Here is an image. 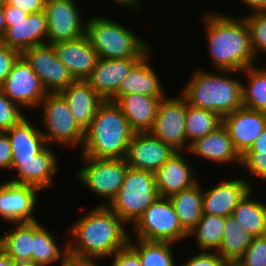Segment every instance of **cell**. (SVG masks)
I'll return each instance as SVG.
<instances>
[{"mask_svg":"<svg viewBox=\"0 0 266 266\" xmlns=\"http://www.w3.org/2000/svg\"><path fill=\"white\" fill-rule=\"evenodd\" d=\"M125 226L107 205H98L68 228L66 235L72 239L67 242L68 252L97 260L110 257L128 244L130 235Z\"/></svg>","mask_w":266,"mask_h":266,"instance_id":"1","label":"cell"},{"mask_svg":"<svg viewBox=\"0 0 266 266\" xmlns=\"http://www.w3.org/2000/svg\"><path fill=\"white\" fill-rule=\"evenodd\" d=\"M205 33L209 56L214 68L242 72L255 65L250 32L245 18L212 12L205 14Z\"/></svg>","mask_w":266,"mask_h":266,"instance_id":"2","label":"cell"},{"mask_svg":"<svg viewBox=\"0 0 266 266\" xmlns=\"http://www.w3.org/2000/svg\"><path fill=\"white\" fill-rule=\"evenodd\" d=\"M133 134L120 107L110 100L104 101L84 131L81 156L96 159L125 158Z\"/></svg>","mask_w":266,"mask_h":266,"instance_id":"3","label":"cell"},{"mask_svg":"<svg viewBox=\"0 0 266 266\" xmlns=\"http://www.w3.org/2000/svg\"><path fill=\"white\" fill-rule=\"evenodd\" d=\"M220 73L219 70L217 74L203 69L196 70L181 94L191 106L213 111L223 118L243 106V81L228 75L240 71L220 70Z\"/></svg>","mask_w":266,"mask_h":266,"instance_id":"4","label":"cell"},{"mask_svg":"<svg viewBox=\"0 0 266 266\" xmlns=\"http://www.w3.org/2000/svg\"><path fill=\"white\" fill-rule=\"evenodd\" d=\"M85 35L101 59L143 58L151 51L135 32L106 17L86 19Z\"/></svg>","mask_w":266,"mask_h":266,"instance_id":"5","label":"cell"},{"mask_svg":"<svg viewBox=\"0 0 266 266\" xmlns=\"http://www.w3.org/2000/svg\"><path fill=\"white\" fill-rule=\"evenodd\" d=\"M158 197L155 173L129 167L121 188L107 206L133 226Z\"/></svg>","mask_w":266,"mask_h":266,"instance_id":"6","label":"cell"},{"mask_svg":"<svg viewBox=\"0 0 266 266\" xmlns=\"http://www.w3.org/2000/svg\"><path fill=\"white\" fill-rule=\"evenodd\" d=\"M37 108H41V120L44 130H41L47 145L50 142L59 144L61 147L82 146L84 131L75 122L68 103L58 93H47Z\"/></svg>","mask_w":266,"mask_h":266,"instance_id":"7","label":"cell"},{"mask_svg":"<svg viewBox=\"0 0 266 266\" xmlns=\"http://www.w3.org/2000/svg\"><path fill=\"white\" fill-rule=\"evenodd\" d=\"M136 239L176 243L188 238L168 197H158L134 224Z\"/></svg>","mask_w":266,"mask_h":266,"instance_id":"8","label":"cell"},{"mask_svg":"<svg viewBox=\"0 0 266 266\" xmlns=\"http://www.w3.org/2000/svg\"><path fill=\"white\" fill-rule=\"evenodd\" d=\"M82 158L85 167L77 172V177L95 195L104 200L106 198V203L98 205L109 204L121 188L125 173L129 168L125 158L96 159L85 156Z\"/></svg>","mask_w":266,"mask_h":266,"instance_id":"9","label":"cell"},{"mask_svg":"<svg viewBox=\"0 0 266 266\" xmlns=\"http://www.w3.org/2000/svg\"><path fill=\"white\" fill-rule=\"evenodd\" d=\"M187 104L188 101L181 93L177 98H162L153 126L148 131L152 136L171 145L177 151L183 149L187 151L190 146L187 143L185 131Z\"/></svg>","mask_w":266,"mask_h":266,"instance_id":"10","label":"cell"},{"mask_svg":"<svg viewBox=\"0 0 266 266\" xmlns=\"http://www.w3.org/2000/svg\"><path fill=\"white\" fill-rule=\"evenodd\" d=\"M0 89L12 102L26 109H36L47 95L39 77L22 55L14 62Z\"/></svg>","mask_w":266,"mask_h":266,"instance_id":"11","label":"cell"},{"mask_svg":"<svg viewBox=\"0 0 266 266\" xmlns=\"http://www.w3.org/2000/svg\"><path fill=\"white\" fill-rule=\"evenodd\" d=\"M74 0H46L48 44L71 41L85 35L86 21Z\"/></svg>","mask_w":266,"mask_h":266,"instance_id":"12","label":"cell"},{"mask_svg":"<svg viewBox=\"0 0 266 266\" xmlns=\"http://www.w3.org/2000/svg\"><path fill=\"white\" fill-rule=\"evenodd\" d=\"M21 55L37 74L47 93H58L74 81L66 66L57 58L52 44L35 45Z\"/></svg>","mask_w":266,"mask_h":266,"instance_id":"13","label":"cell"},{"mask_svg":"<svg viewBox=\"0 0 266 266\" xmlns=\"http://www.w3.org/2000/svg\"><path fill=\"white\" fill-rule=\"evenodd\" d=\"M175 152L149 132H134L125 160L131 168L155 173Z\"/></svg>","mask_w":266,"mask_h":266,"instance_id":"14","label":"cell"},{"mask_svg":"<svg viewBox=\"0 0 266 266\" xmlns=\"http://www.w3.org/2000/svg\"><path fill=\"white\" fill-rule=\"evenodd\" d=\"M38 192L33 186L5 181L0 186V218L12 224L37 221L32 213Z\"/></svg>","mask_w":266,"mask_h":266,"instance_id":"15","label":"cell"},{"mask_svg":"<svg viewBox=\"0 0 266 266\" xmlns=\"http://www.w3.org/2000/svg\"><path fill=\"white\" fill-rule=\"evenodd\" d=\"M235 149L242 156L266 126V113L240 107L222 118Z\"/></svg>","mask_w":266,"mask_h":266,"instance_id":"16","label":"cell"},{"mask_svg":"<svg viewBox=\"0 0 266 266\" xmlns=\"http://www.w3.org/2000/svg\"><path fill=\"white\" fill-rule=\"evenodd\" d=\"M49 147L46 146L41 152L33 156L31 160L12 161L11 170L16 169L18 174L17 176L12 175L13 177L9 182L33 186L40 191L50 188L54 182V175L59 171V167L58 157Z\"/></svg>","mask_w":266,"mask_h":266,"instance_id":"17","label":"cell"},{"mask_svg":"<svg viewBox=\"0 0 266 266\" xmlns=\"http://www.w3.org/2000/svg\"><path fill=\"white\" fill-rule=\"evenodd\" d=\"M52 46L57 58L66 66L74 80H86L99 60L97 51L86 35Z\"/></svg>","mask_w":266,"mask_h":266,"instance_id":"18","label":"cell"},{"mask_svg":"<svg viewBox=\"0 0 266 266\" xmlns=\"http://www.w3.org/2000/svg\"><path fill=\"white\" fill-rule=\"evenodd\" d=\"M142 58L101 59L86 79L89 85L104 100L111 101L122 80Z\"/></svg>","mask_w":266,"mask_h":266,"instance_id":"19","label":"cell"},{"mask_svg":"<svg viewBox=\"0 0 266 266\" xmlns=\"http://www.w3.org/2000/svg\"><path fill=\"white\" fill-rule=\"evenodd\" d=\"M250 190L251 183L243 178L219 182L216 186L203 190V214L225 218L231 216L235 207Z\"/></svg>","mask_w":266,"mask_h":266,"instance_id":"20","label":"cell"},{"mask_svg":"<svg viewBox=\"0 0 266 266\" xmlns=\"http://www.w3.org/2000/svg\"><path fill=\"white\" fill-rule=\"evenodd\" d=\"M48 24L45 11L28 14L24 20L11 22L1 42L22 54L35 45L47 43Z\"/></svg>","mask_w":266,"mask_h":266,"instance_id":"21","label":"cell"},{"mask_svg":"<svg viewBox=\"0 0 266 266\" xmlns=\"http://www.w3.org/2000/svg\"><path fill=\"white\" fill-rule=\"evenodd\" d=\"M182 153V154H181ZM182 151L175 152L156 172V188L160 197H170L185 190L199 180Z\"/></svg>","mask_w":266,"mask_h":266,"instance_id":"22","label":"cell"},{"mask_svg":"<svg viewBox=\"0 0 266 266\" xmlns=\"http://www.w3.org/2000/svg\"><path fill=\"white\" fill-rule=\"evenodd\" d=\"M59 93L68 103L75 122L85 131L104 100L86 80H74Z\"/></svg>","mask_w":266,"mask_h":266,"instance_id":"23","label":"cell"},{"mask_svg":"<svg viewBox=\"0 0 266 266\" xmlns=\"http://www.w3.org/2000/svg\"><path fill=\"white\" fill-rule=\"evenodd\" d=\"M151 52L145 55L122 80L112 102H116L121 96L128 94L166 97L159 74L149 63Z\"/></svg>","mask_w":266,"mask_h":266,"instance_id":"24","label":"cell"},{"mask_svg":"<svg viewBox=\"0 0 266 266\" xmlns=\"http://www.w3.org/2000/svg\"><path fill=\"white\" fill-rule=\"evenodd\" d=\"M186 153L218 163H238L241 155L235 149L227 129L221 125L215 131L192 142Z\"/></svg>","mask_w":266,"mask_h":266,"instance_id":"25","label":"cell"},{"mask_svg":"<svg viewBox=\"0 0 266 266\" xmlns=\"http://www.w3.org/2000/svg\"><path fill=\"white\" fill-rule=\"evenodd\" d=\"M162 98L164 97L128 94L121 96L115 103L120 107L134 132H148L153 126Z\"/></svg>","mask_w":266,"mask_h":266,"instance_id":"26","label":"cell"},{"mask_svg":"<svg viewBox=\"0 0 266 266\" xmlns=\"http://www.w3.org/2000/svg\"><path fill=\"white\" fill-rule=\"evenodd\" d=\"M6 133L10 140L12 161L31 160L47 146L41 129L31 124L26 116Z\"/></svg>","mask_w":266,"mask_h":266,"instance_id":"27","label":"cell"},{"mask_svg":"<svg viewBox=\"0 0 266 266\" xmlns=\"http://www.w3.org/2000/svg\"><path fill=\"white\" fill-rule=\"evenodd\" d=\"M14 225L0 235V248L16 264H32L33 222L14 223Z\"/></svg>","mask_w":266,"mask_h":266,"instance_id":"28","label":"cell"},{"mask_svg":"<svg viewBox=\"0 0 266 266\" xmlns=\"http://www.w3.org/2000/svg\"><path fill=\"white\" fill-rule=\"evenodd\" d=\"M202 190L198 181L193 186L169 197L179 223L187 233L196 226L203 215Z\"/></svg>","mask_w":266,"mask_h":266,"instance_id":"29","label":"cell"},{"mask_svg":"<svg viewBox=\"0 0 266 266\" xmlns=\"http://www.w3.org/2000/svg\"><path fill=\"white\" fill-rule=\"evenodd\" d=\"M56 238L51 231H48L37 221L33 222V252L32 264L39 266H48L56 263L58 260L64 261L68 252V243L65 244L63 249L57 245Z\"/></svg>","mask_w":266,"mask_h":266,"instance_id":"30","label":"cell"},{"mask_svg":"<svg viewBox=\"0 0 266 266\" xmlns=\"http://www.w3.org/2000/svg\"><path fill=\"white\" fill-rule=\"evenodd\" d=\"M224 234L217 253L229 263L236 260L246 251L254 236L244 229L233 215L225 218Z\"/></svg>","mask_w":266,"mask_h":266,"instance_id":"31","label":"cell"},{"mask_svg":"<svg viewBox=\"0 0 266 266\" xmlns=\"http://www.w3.org/2000/svg\"><path fill=\"white\" fill-rule=\"evenodd\" d=\"M250 190L233 211L235 219L254 237L266 235V204L252 200Z\"/></svg>","mask_w":266,"mask_h":266,"instance_id":"32","label":"cell"},{"mask_svg":"<svg viewBox=\"0 0 266 266\" xmlns=\"http://www.w3.org/2000/svg\"><path fill=\"white\" fill-rule=\"evenodd\" d=\"M225 217L203 214L196 226L188 232V237L196 236V244L201 251L217 252L223 239Z\"/></svg>","mask_w":266,"mask_h":266,"instance_id":"33","label":"cell"},{"mask_svg":"<svg viewBox=\"0 0 266 266\" xmlns=\"http://www.w3.org/2000/svg\"><path fill=\"white\" fill-rule=\"evenodd\" d=\"M132 239L130 235L128 245L139 255L142 266H177L172 250L174 243Z\"/></svg>","mask_w":266,"mask_h":266,"instance_id":"34","label":"cell"},{"mask_svg":"<svg viewBox=\"0 0 266 266\" xmlns=\"http://www.w3.org/2000/svg\"><path fill=\"white\" fill-rule=\"evenodd\" d=\"M242 73L246 74L248 80L247 84L242 82L243 106L266 113V69L252 66Z\"/></svg>","mask_w":266,"mask_h":266,"instance_id":"35","label":"cell"},{"mask_svg":"<svg viewBox=\"0 0 266 266\" xmlns=\"http://www.w3.org/2000/svg\"><path fill=\"white\" fill-rule=\"evenodd\" d=\"M221 125L222 117L217 113L187 104L185 131L189 145L215 131Z\"/></svg>","mask_w":266,"mask_h":266,"instance_id":"36","label":"cell"},{"mask_svg":"<svg viewBox=\"0 0 266 266\" xmlns=\"http://www.w3.org/2000/svg\"><path fill=\"white\" fill-rule=\"evenodd\" d=\"M244 18L250 32L251 48L257 59L259 53L266 52V12H251Z\"/></svg>","mask_w":266,"mask_h":266,"instance_id":"37","label":"cell"},{"mask_svg":"<svg viewBox=\"0 0 266 266\" xmlns=\"http://www.w3.org/2000/svg\"><path fill=\"white\" fill-rule=\"evenodd\" d=\"M235 263L238 266H266V235L254 237Z\"/></svg>","mask_w":266,"mask_h":266,"instance_id":"38","label":"cell"},{"mask_svg":"<svg viewBox=\"0 0 266 266\" xmlns=\"http://www.w3.org/2000/svg\"><path fill=\"white\" fill-rule=\"evenodd\" d=\"M20 108L0 89V132H6L25 117Z\"/></svg>","mask_w":266,"mask_h":266,"instance_id":"39","label":"cell"},{"mask_svg":"<svg viewBox=\"0 0 266 266\" xmlns=\"http://www.w3.org/2000/svg\"><path fill=\"white\" fill-rule=\"evenodd\" d=\"M241 165L252 176L266 181V152H245L241 156Z\"/></svg>","mask_w":266,"mask_h":266,"instance_id":"40","label":"cell"},{"mask_svg":"<svg viewBox=\"0 0 266 266\" xmlns=\"http://www.w3.org/2000/svg\"><path fill=\"white\" fill-rule=\"evenodd\" d=\"M229 262L223 259L217 252L200 251L181 266H226Z\"/></svg>","mask_w":266,"mask_h":266,"instance_id":"41","label":"cell"},{"mask_svg":"<svg viewBox=\"0 0 266 266\" xmlns=\"http://www.w3.org/2000/svg\"><path fill=\"white\" fill-rule=\"evenodd\" d=\"M21 54L0 41V87Z\"/></svg>","mask_w":266,"mask_h":266,"instance_id":"42","label":"cell"},{"mask_svg":"<svg viewBox=\"0 0 266 266\" xmlns=\"http://www.w3.org/2000/svg\"><path fill=\"white\" fill-rule=\"evenodd\" d=\"M111 266H142L139 255L127 244L115 252Z\"/></svg>","mask_w":266,"mask_h":266,"instance_id":"43","label":"cell"},{"mask_svg":"<svg viewBox=\"0 0 266 266\" xmlns=\"http://www.w3.org/2000/svg\"><path fill=\"white\" fill-rule=\"evenodd\" d=\"M12 151L6 132H0V168L11 171Z\"/></svg>","mask_w":266,"mask_h":266,"instance_id":"44","label":"cell"},{"mask_svg":"<svg viewBox=\"0 0 266 266\" xmlns=\"http://www.w3.org/2000/svg\"><path fill=\"white\" fill-rule=\"evenodd\" d=\"M46 0H7L5 5H12L31 13L44 11Z\"/></svg>","mask_w":266,"mask_h":266,"instance_id":"45","label":"cell"},{"mask_svg":"<svg viewBox=\"0 0 266 266\" xmlns=\"http://www.w3.org/2000/svg\"><path fill=\"white\" fill-rule=\"evenodd\" d=\"M3 12L5 16L6 27L11 26V22L24 20L28 13L12 5H4Z\"/></svg>","mask_w":266,"mask_h":266,"instance_id":"46","label":"cell"},{"mask_svg":"<svg viewBox=\"0 0 266 266\" xmlns=\"http://www.w3.org/2000/svg\"><path fill=\"white\" fill-rule=\"evenodd\" d=\"M95 258H81L68 254L62 266H99Z\"/></svg>","mask_w":266,"mask_h":266,"instance_id":"47","label":"cell"},{"mask_svg":"<svg viewBox=\"0 0 266 266\" xmlns=\"http://www.w3.org/2000/svg\"><path fill=\"white\" fill-rule=\"evenodd\" d=\"M246 152H266V126Z\"/></svg>","mask_w":266,"mask_h":266,"instance_id":"48","label":"cell"},{"mask_svg":"<svg viewBox=\"0 0 266 266\" xmlns=\"http://www.w3.org/2000/svg\"><path fill=\"white\" fill-rule=\"evenodd\" d=\"M247 4L253 12H266V0H240Z\"/></svg>","mask_w":266,"mask_h":266,"instance_id":"49","label":"cell"},{"mask_svg":"<svg viewBox=\"0 0 266 266\" xmlns=\"http://www.w3.org/2000/svg\"><path fill=\"white\" fill-rule=\"evenodd\" d=\"M115 2V4H117V6H121V8L123 7H127L129 8V10L133 9L135 10L139 8V6L141 7V1L140 0H113V3Z\"/></svg>","mask_w":266,"mask_h":266,"instance_id":"50","label":"cell"},{"mask_svg":"<svg viewBox=\"0 0 266 266\" xmlns=\"http://www.w3.org/2000/svg\"><path fill=\"white\" fill-rule=\"evenodd\" d=\"M16 264L1 248H0V266H17Z\"/></svg>","mask_w":266,"mask_h":266,"instance_id":"51","label":"cell"},{"mask_svg":"<svg viewBox=\"0 0 266 266\" xmlns=\"http://www.w3.org/2000/svg\"><path fill=\"white\" fill-rule=\"evenodd\" d=\"M6 29H7V27H6L3 7H0V41L3 39L5 32H6Z\"/></svg>","mask_w":266,"mask_h":266,"instance_id":"52","label":"cell"},{"mask_svg":"<svg viewBox=\"0 0 266 266\" xmlns=\"http://www.w3.org/2000/svg\"><path fill=\"white\" fill-rule=\"evenodd\" d=\"M17 266H39V265L26 263V264H18Z\"/></svg>","mask_w":266,"mask_h":266,"instance_id":"53","label":"cell"},{"mask_svg":"<svg viewBox=\"0 0 266 266\" xmlns=\"http://www.w3.org/2000/svg\"><path fill=\"white\" fill-rule=\"evenodd\" d=\"M7 0H0V7H3L6 4Z\"/></svg>","mask_w":266,"mask_h":266,"instance_id":"54","label":"cell"},{"mask_svg":"<svg viewBox=\"0 0 266 266\" xmlns=\"http://www.w3.org/2000/svg\"><path fill=\"white\" fill-rule=\"evenodd\" d=\"M226 266H238L236 263H228Z\"/></svg>","mask_w":266,"mask_h":266,"instance_id":"55","label":"cell"}]
</instances>
